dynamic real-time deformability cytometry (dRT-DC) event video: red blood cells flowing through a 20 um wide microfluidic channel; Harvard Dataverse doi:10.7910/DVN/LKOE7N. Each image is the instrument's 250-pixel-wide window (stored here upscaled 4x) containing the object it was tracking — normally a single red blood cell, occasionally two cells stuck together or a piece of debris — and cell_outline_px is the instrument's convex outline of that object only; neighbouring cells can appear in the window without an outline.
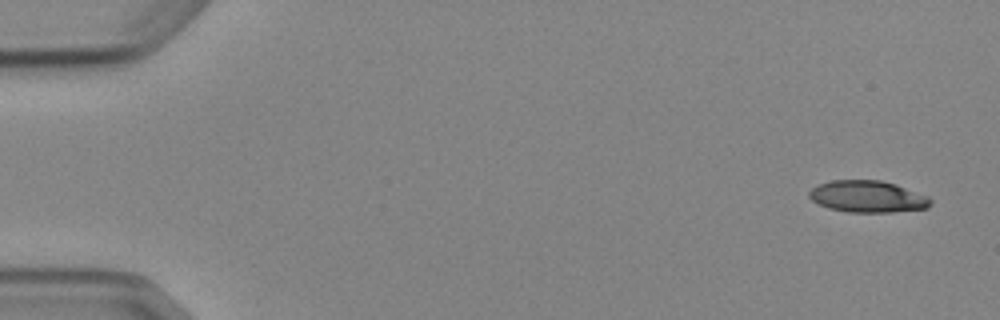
{"species": "Egyptian fruit bat (a non-hibernating species)", "species_latin": "Rousettus aegyptiacus", "temperature_condition": "cold", "stored_images_in_passage": 5, "camera_frame_rate_fps": 3000, "um_per_image_px": 0.085, "animal": {"sex": "female"}, "frame": {"image": 1, "passage_image": 1, "time_ms": 0.0, "image_size_px": [1000, 320], "cell_outline_px": [[932, 204], [928, 208], [892, 212], [848, 212], [828, 208], [812, 200], [808, 196], [808, 192], [812, 188], [820, 184], [832, 180], [880, 180], [896, 184], [928, 196], [932, 200]], "centroid_in_image_um": [73.77, 16.71], "position_along_channel_um": 11.2, "area_um2": 22.48}}
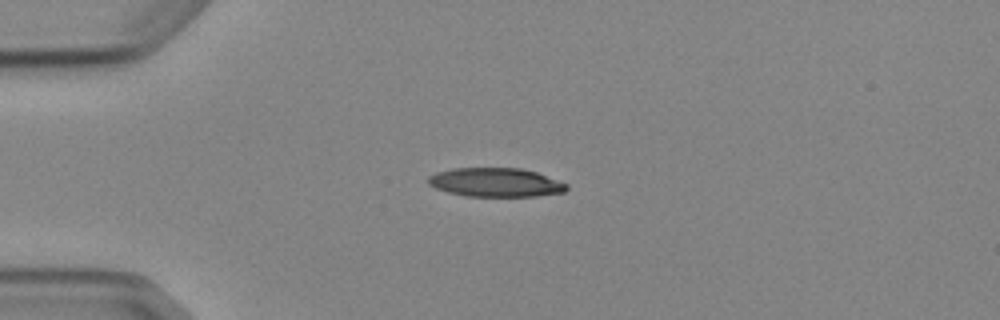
{"frame": {"image": 2, "passage_image": 4, "time_ms": 3.667, "image_size_px": [1000, 320], "cell_outline_px": [[568, 188], [564, 192], [536, 196], [468, 196], [448, 192], [436, 188], [428, 184], [428, 176], [436, 172], [452, 168], [520, 168], [536, 172], [568, 184]], "centroid_in_image_um": [42.12, 15.5], "position_along_channel_um": 42.9, "area_um2": 23.24}}